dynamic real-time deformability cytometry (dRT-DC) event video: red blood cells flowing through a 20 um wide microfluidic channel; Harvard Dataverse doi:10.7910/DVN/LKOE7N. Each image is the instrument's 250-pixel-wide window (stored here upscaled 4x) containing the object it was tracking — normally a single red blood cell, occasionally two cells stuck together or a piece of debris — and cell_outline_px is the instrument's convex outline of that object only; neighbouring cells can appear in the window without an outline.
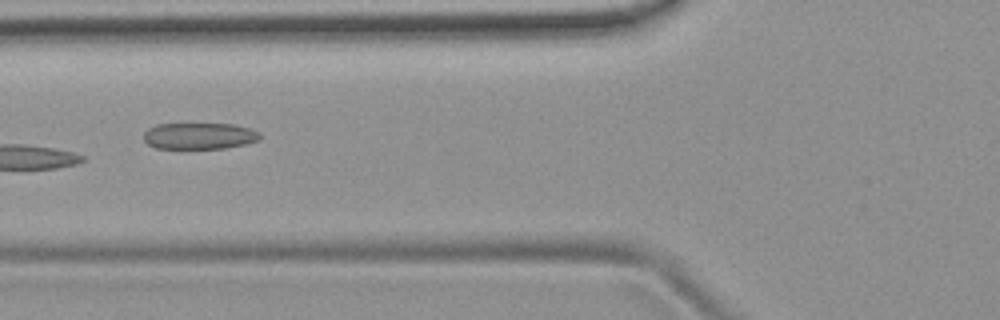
{"species": "common noctule bat (a hibernating species)", "species_latin": "Nyctalus noctula", "temperature_condition": "room temperature", "stored_images_in_passage": 6, "camera_frame_rate_fps": 3000, "um_per_image_px": 0.085, "animal": {"sex": "female", "body_mass_g": 19.9}, "frame": {"image": 1, "passage_image": 5, "time_ms": 4.667, "image_size_px": [1000, 320], "cell_outline_px": [[260, 140], [244, 144], [224, 148], [156, 148], [148, 144], [144, 140], [144, 132], [148, 128], [156, 124], [232, 124], [248, 128], [260, 132]], "centroid_in_image_um": [16.93, 11.55], "position_along_channel_um": 108.9, "area_um2": 17.8}}